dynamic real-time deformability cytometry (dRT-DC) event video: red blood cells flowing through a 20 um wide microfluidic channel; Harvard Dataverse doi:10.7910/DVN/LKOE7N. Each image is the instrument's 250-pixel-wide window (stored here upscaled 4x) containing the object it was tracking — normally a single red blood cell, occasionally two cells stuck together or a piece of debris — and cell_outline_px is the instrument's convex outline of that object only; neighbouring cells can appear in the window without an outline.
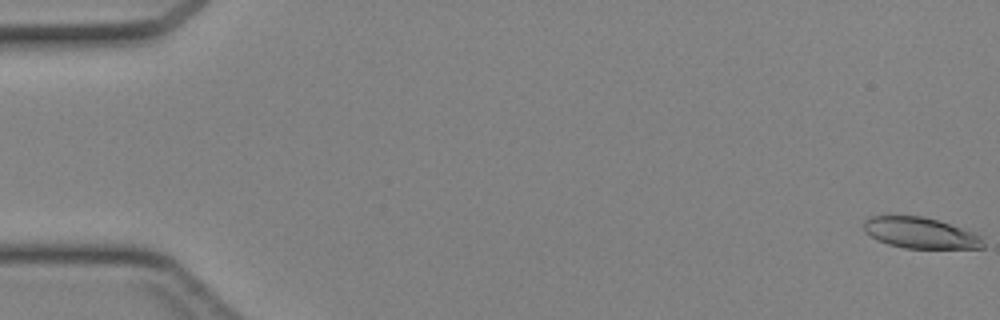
{"species": "Egyptian fruit bat (a non-hibernating species)", "species_latin": "Rousettus aegyptiacus", "temperature_condition": "cold", "stored_images_in_passage": 47, "camera_frame_rate_fps": 3000, "um_per_image_px": 0.085, "animal": {"sex": "female"}, "frame": {"image": 1, "passage_image": 1, "time_ms": 0.0, "image_size_px": [1000, 320], "cell_outline_px": [[984, 248], [904, 248], [888, 244], [864, 232], [864, 220], [872, 216], [884, 212], [924, 216], [972, 232], [980, 236], [984, 244]], "centroid_in_image_um": [78.13, 19.75], "position_along_channel_um": 6.9, "area_um2": 21.91}}
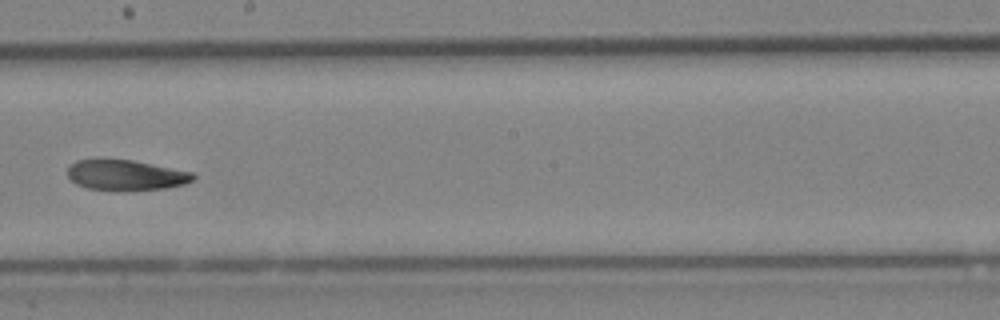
{"frame": {"image": 2, "passage_image": 27, "time_ms": 8.667, "image_size_px": [1000, 320], "cell_outline_px": [[196, 176], [192, 180], [184, 184], [164, 188], [128, 192], [116, 192], [88, 188], [76, 184], [68, 176], [68, 168], [76, 160], [132, 160], [192, 172]], "centroid_in_image_um": [10.7, 14.92], "position_along_channel_um": 237.5, "area_um2": 22.37}}
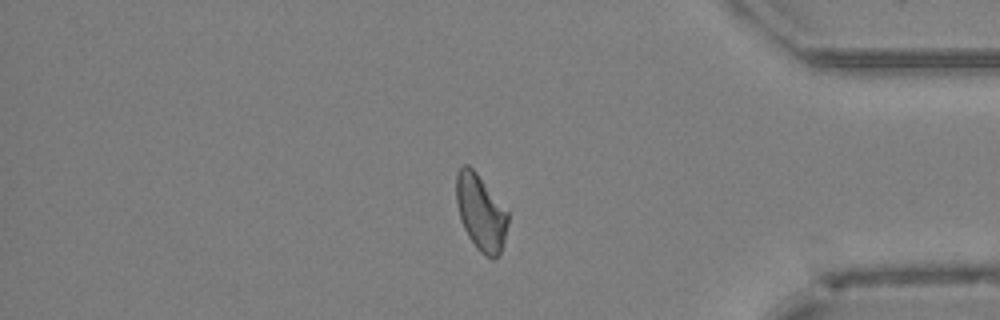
{"frame": {"image": 3, "passage_image": 39, "time_ms": 12.667, "image_size_px": [1000, 320], "cell_outline_px": [[508, 224], [504, 240], [500, 252], [492, 260], [484, 256], [476, 248], [468, 236], [460, 220], [456, 204], [456, 172], [464, 164], [468, 164], [476, 172], [508, 212]], "centroid_in_image_um": [40.84, 18.07], "position_along_channel_um": 394.4, "area_um2": 22.83}}